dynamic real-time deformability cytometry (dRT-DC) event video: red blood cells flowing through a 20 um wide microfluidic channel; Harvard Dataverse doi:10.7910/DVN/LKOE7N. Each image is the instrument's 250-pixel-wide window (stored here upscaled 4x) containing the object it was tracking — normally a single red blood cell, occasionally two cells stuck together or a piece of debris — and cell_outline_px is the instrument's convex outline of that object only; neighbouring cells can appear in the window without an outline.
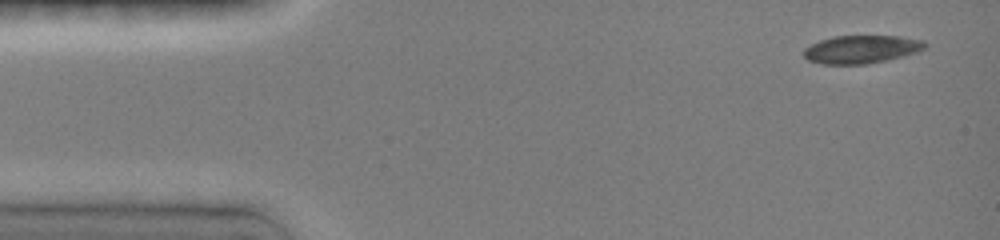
{"species": "common noctule bat (a hibernating species)", "species_latin": "Nyctalus noctula", "temperature_condition": "room temperature", "stored_images_in_passage": 5, "camera_frame_rate_fps": 3000, "um_per_image_px": 0.085, "animal": {"sex": "female", "body_mass_g": 19.0, "forearm_length_mm": 51.5}, "frame": {"image": 1, "passage_image": 1, "time_ms": 0.0, "image_size_px": [1000, 240], "cell_outline_px": [[928, 44], [924, 48], [916, 52], [888, 60], [864, 64], [820, 64], [808, 60], [804, 56], [804, 48], [820, 40], [832, 36], [900, 36], [924, 40]], "centroid_in_image_um": [73.22, 4.19], "position_along_channel_um": 11.8, "area_um2": 19.83}}
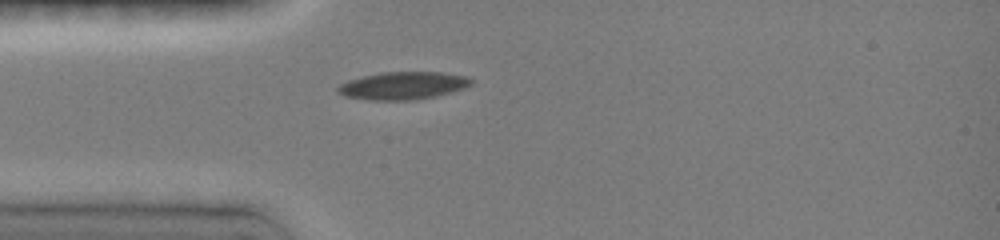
{"frame": {"image": 2, "passage_image": 5, "time_ms": 1.333, "image_size_px": [1000, 240], "cell_outline_px": [[472, 84], [464, 88], [432, 96], [412, 100], [372, 100], [344, 96], [336, 88], [340, 84], [348, 80], [380, 72], [440, 72], [464, 76], [472, 80]], "centroid_in_image_um": [34.22, 7.27], "position_along_channel_um": 50.8, "area_um2": 21.1}}